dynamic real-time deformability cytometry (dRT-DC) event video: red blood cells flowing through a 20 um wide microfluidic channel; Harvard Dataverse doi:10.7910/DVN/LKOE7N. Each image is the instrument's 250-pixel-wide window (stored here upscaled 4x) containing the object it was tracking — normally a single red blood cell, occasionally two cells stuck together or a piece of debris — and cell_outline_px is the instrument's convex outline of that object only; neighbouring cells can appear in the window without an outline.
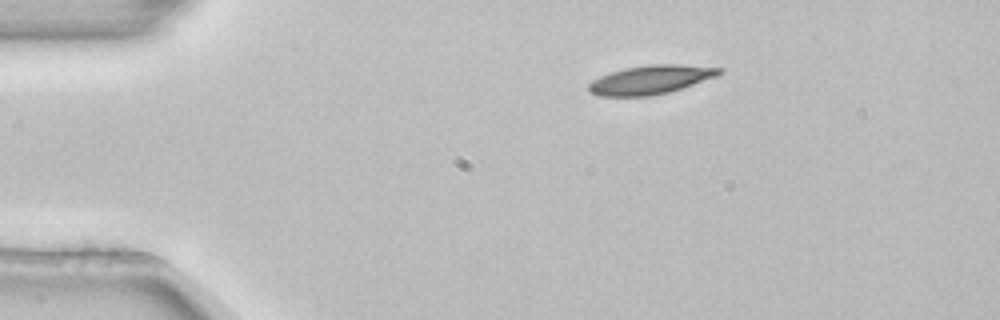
{"species": "common noctule bat (a hibernating species)", "species_latin": "Nyctalus noctula", "temperature_condition": "room temperature", "stored_images_in_passage": 3, "camera_frame_rate_fps": 3000, "um_per_image_px": 0.085, "animal": {"sex": "female", "body_mass_g": 22.7, "forearm_length_mm": 54.2}, "frame": {"image": 1, "passage_image": 3, "time_ms": 0.667, "image_size_px": [1000, 320], "cell_outline_px": [[724, 72], [716, 76], [668, 92], [648, 96], [600, 96], [588, 92], [588, 84], [592, 80], [600, 76], [624, 68], [652, 64], [676, 64], [724, 68]], "centroid_in_image_um": [55.28, 6.77], "position_along_channel_um": 29.7, "area_um2": 21.73}}